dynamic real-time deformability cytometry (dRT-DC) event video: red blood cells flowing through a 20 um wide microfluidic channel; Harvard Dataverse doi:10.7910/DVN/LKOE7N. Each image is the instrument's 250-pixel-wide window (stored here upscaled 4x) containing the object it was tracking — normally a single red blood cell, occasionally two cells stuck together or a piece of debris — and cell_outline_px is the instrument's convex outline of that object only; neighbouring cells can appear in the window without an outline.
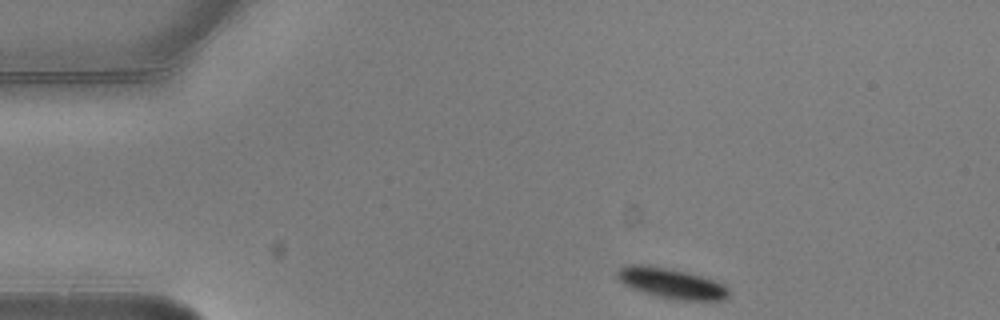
{"species": "common noctule bat (a hibernating species)", "species_latin": "Nyctalus noctula", "temperature_condition": "warm", "stored_images_in_passage": 3, "camera_frame_rate_fps": 3000, "um_per_image_px": 0.085, "animal": {"sex": "male", "body_mass_g": 20.5, "forearm_length_mm": 52.5}, "frame": {"image": 1, "passage_image": 1, "time_ms": 0.0, "image_size_px": [1000, 320], "cell_outline_px": [[732, 292], [724, 300], [676, 300], [656, 296], [632, 288], [624, 284], [616, 276], [616, 272], [620, 268], [632, 264], [640, 264], [668, 268], [700, 276], [724, 284]], "centroid_in_image_um": [57.08, 24.09], "position_along_channel_um": 27.9, "area_um2": 19.54}}
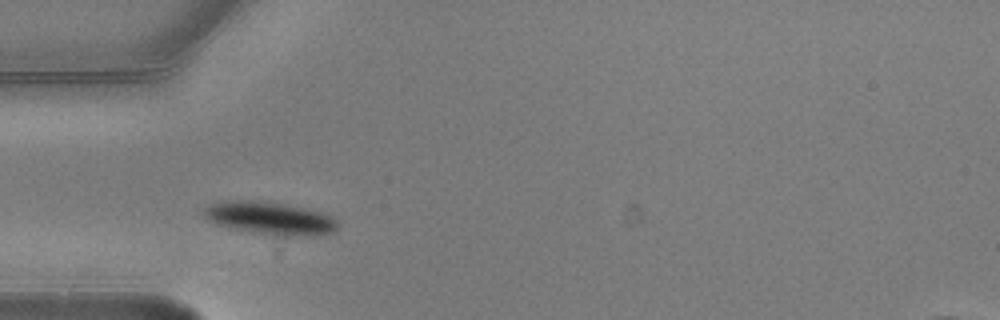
{"frame": {"image": 2, "passage_image": 3, "time_ms": 0.667, "image_size_px": [1000, 320], "cell_outline_px": [[336, 228], [332, 232], [316, 236], [284, 236], [252, 232], [228, 228], [216, 224], [208, 220], [200, 212], [200, 208], [208, 204], [220, 200], [256, 200], [284, 204], [320, 212], [332, 216], [336, 220]], "centroid_in_image_um": [22.83, 18.54], "position_along_channel_um": 62.2, "area_um2": 25.89}}